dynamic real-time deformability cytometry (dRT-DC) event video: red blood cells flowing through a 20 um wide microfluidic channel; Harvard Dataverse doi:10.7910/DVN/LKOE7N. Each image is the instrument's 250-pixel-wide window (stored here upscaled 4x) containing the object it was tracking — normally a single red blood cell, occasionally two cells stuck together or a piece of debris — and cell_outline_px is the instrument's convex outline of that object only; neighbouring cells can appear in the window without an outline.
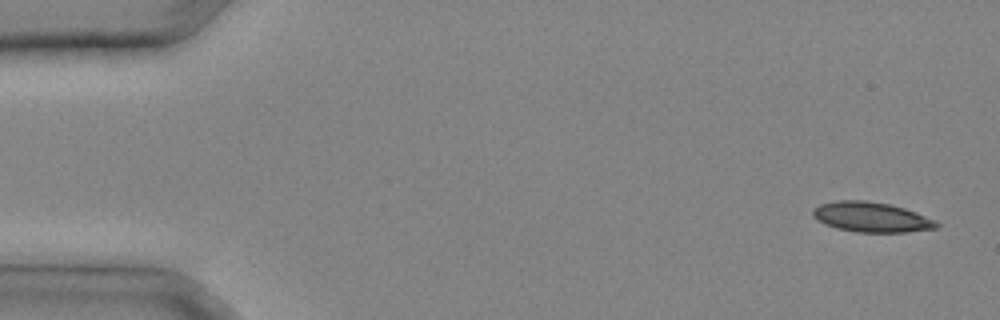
{"species": "common noctule bat (a hibernating species)", "species_latin": "Nyctalus noctula", "temperature_condition": "cold", "stored_images_in_passage": 30, "camera_frame_rate_fps": 3000, "um_per_image_px": 0.085, "animal": {"sex": "male", "body_mass_g": 20.4}, "frame": {"image": 1, "passage_image": 1, "time_ms": 0.0, "image_size_px": [1000, 320], "cell_outline_px": [[940, 224], [936, 228], [908, 232], [856, 232], [836, 228], [824, 224], [812, 216], [812, 212], [820, 204], [836, 200], [864, 200], [888, 204], [904, 208], [916, 212], [936, 220]], "centroid_in_image_um": [74.07, 18.46], "position_along_channel_um": 10.9, "area_um2": 21.62}}
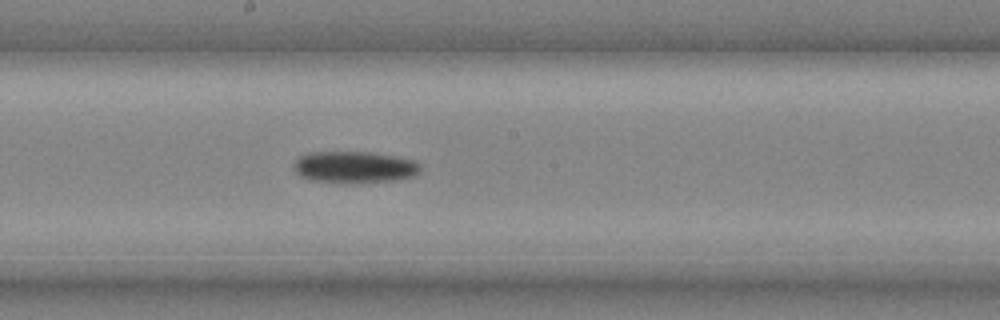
{"frame": {"image": 2, "passage_image": 17, "time_ms": 5.333, "image_size_px": [1000, 320], "cell_outline_px": [[420, 172], [416, 176], [400, 180], [352, 184], [348, 184], [308, 180], [300, 176], [292, 168], [292, 164], [300, 156], [308, 152], [372, 152], [396, 156], [416, 160], [420, 164]], "centroid_in_image_um": [30.14, 14.23], "position_along_channel_um": 218.1, "area_um2": 24.22}}
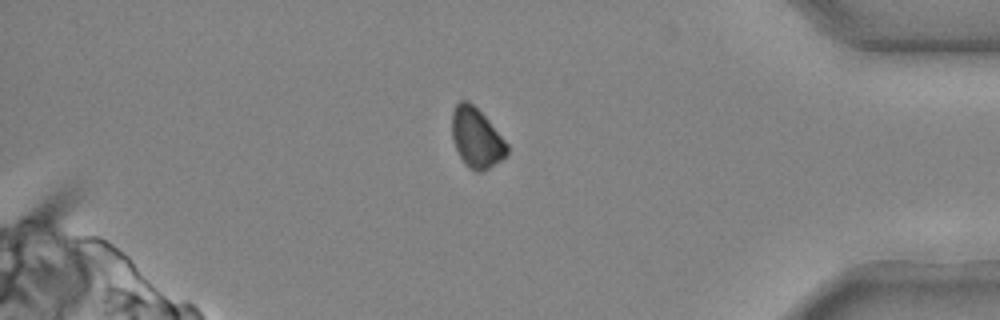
{"frame": {"image": 3, "passage_image": 27, "time_ms": 8.667, "image_size_px": [1000, 320], "cell_outline_px": [[508, 156], [484, 172], [476, 172], [468, 168], [460, 156], [452, 140], [452, 112], [456, 104], [460, 100], [468, 100], [488, 120], [508, 144]], "centroid_in_image_um": [40.51, 11.75], "position_along_channel_um": 394.7, "area_um2": 19.31}}